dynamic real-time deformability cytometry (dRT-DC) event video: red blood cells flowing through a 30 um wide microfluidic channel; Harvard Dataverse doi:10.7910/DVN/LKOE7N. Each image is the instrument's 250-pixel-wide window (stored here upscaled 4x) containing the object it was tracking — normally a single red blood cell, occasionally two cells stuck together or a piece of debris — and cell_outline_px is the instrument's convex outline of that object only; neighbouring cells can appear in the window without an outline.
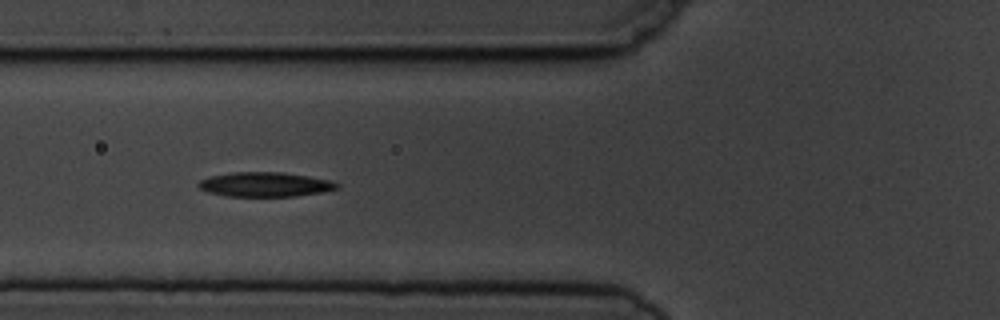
{"species": "common noctule bat (a hibernating species)", "species_latin": "Nyctalus noctula", "temperature_condition": "cold", "stored_images_in_passage": 8, "segment_of_instrument_passage": [1, 2], "camera_frame_rate_fps": 3000, "um_per_image_px": 0.085, "animal": {"sex": "male", "body_mass_g": 19.5, "forearm_length_mm": 54.6}, "frame": {"image": 1, "passage_image": 6, "time_ms": 5.667, "image_size_px": [1000, 320], "cell_outline_px": [[340, 188], [324, 192], [296, 196], [228, 196], [208, 192], [200, 188], [196, 184], [200, 180], [208, 176], [232, 172], [280, 172], [308, 176], [332, 180], [340, 184]], "centroid_in_image_um": [22.56, 15.67], "position_along_channel_um": 103.2, "area_um2": 19.94}}
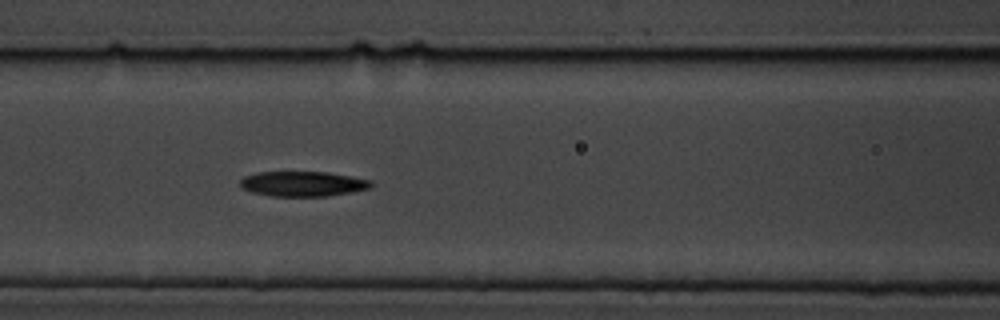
{"frame": {"image": 2, "passage_image": 7, "time_ms": 6.667, "image_size_px": [1000, 320], "cell_outline_px": [[376, 184], [372, 188], [352, 192], [328, 196], [272, 196], [252, 192], [240, 188], [240, 180], [244, 176], [256, 172], [328, 172], [352, 176], [372, 180]], "centroid_in_image_um": [25.79, 15.62], "position_along_channel_um": 140.8, "area_um2": 19.42}}